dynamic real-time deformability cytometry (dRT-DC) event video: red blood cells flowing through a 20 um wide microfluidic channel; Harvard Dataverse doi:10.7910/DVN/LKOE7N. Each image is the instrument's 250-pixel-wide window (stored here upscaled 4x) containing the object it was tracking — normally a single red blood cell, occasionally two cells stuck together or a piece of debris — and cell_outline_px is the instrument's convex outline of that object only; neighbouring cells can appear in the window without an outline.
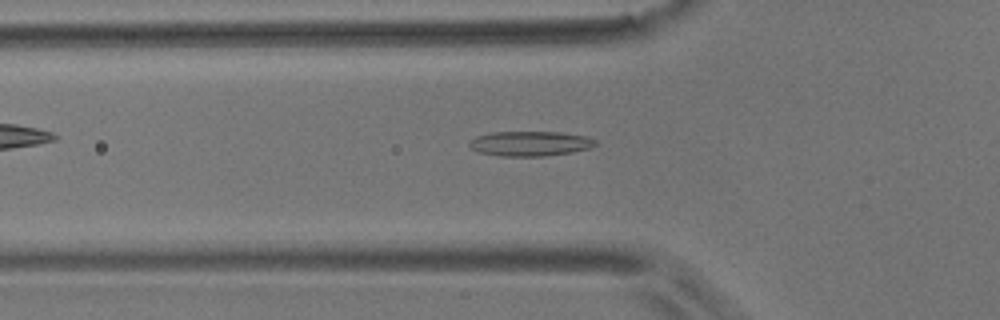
{"species": "common noctule bat (a hibernating species)", "species_latin": "Nyctalus noctula", "temperature_condition": "room temperature", "stored_images_in_passage": 51, "camera_frame_rate_fps": 3000, "um_per_image_px": 0.085, "animal": {"sex": "male", "body_mass_g": 17.9}, "frame": {"image": 1, "passage_image": 18, "time_ms": 5.667, "image_size_px": [1000, 320], "cell_outline_px": [[596, 144], [588, 148], [572, 152], [544, 156], [500, 156], [476, 152], [468, 144], [468, 140], [476, 136], [492, 132], [560, 132], [584, 136], [596, 140]], "centroid_in_image_um": [44.99, 12.2], "position_along_channel_um": 80.8, "area_um2": 18.26}}
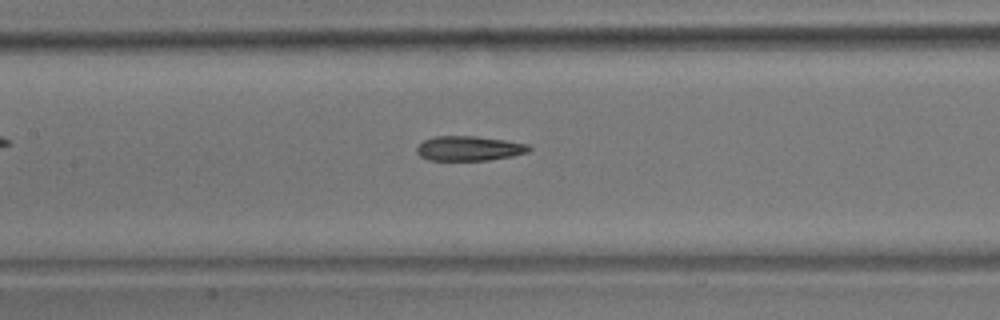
{"frame": {"image": 2, "passage_image": 25, "time_ms": 8.0, "image_size_px": [1000, 320], "cell_outline_px": [[532, 148], [528, 152], [512, 156], [488, 160], [428, 160], [420, 156], [416, 152], [416, 148], [424, 140], [436, 136], [476, 136], [504, 140], [528, 144]], "centroid_in_image_um": [39.87, 12.61], "position_along_channel_um": 167.5, "area_um2": 16.13}}
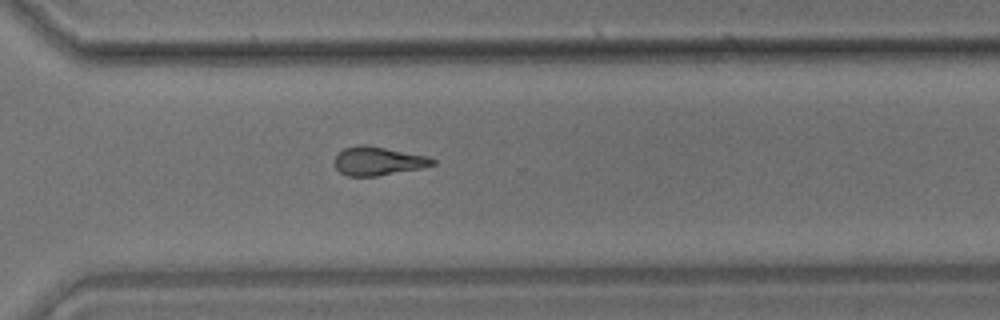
{"frame": {"image": 3, "passage_image": 39, "time_ms": 12.667, "image_size_px": [1000, 320], "cell_outline_px": [[436, 164], [420, 168], [376, 176], [348, 176], [340, 172], [332, 164], [336, 156], [344, 148], [360, 144], [364, 144], [428, 156], [436, 160]], "centroid_in_image_um": [32.11, 13.68], "position_along_channel_um": 338.5, "area_um2": 16.3}, "authors_computed_cell_mechanics": {"area_um2": 16.8198, "velocity_mm_per_s": 3.6695, "shape_relaxation_time_tau1_ms": null, "shape_relaxation_time_tau2_ms": 3.9824, "deformation_change_tau1": null, "deformation_change_tau2": 0.1375}}